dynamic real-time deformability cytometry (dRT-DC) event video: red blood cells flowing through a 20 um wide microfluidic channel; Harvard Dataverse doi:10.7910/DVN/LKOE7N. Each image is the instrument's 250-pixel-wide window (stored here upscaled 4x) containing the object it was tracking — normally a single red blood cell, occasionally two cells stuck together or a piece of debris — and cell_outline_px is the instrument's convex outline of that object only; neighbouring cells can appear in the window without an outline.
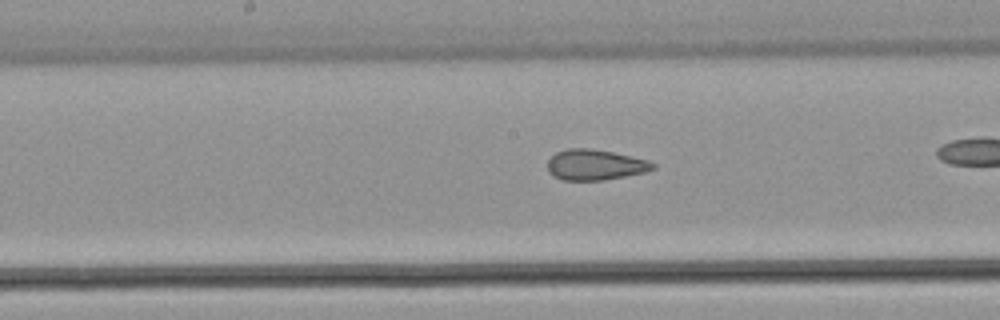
{"species": "common noctule bat (a hibernating species)", "species_latin": "Nyctalus noctula", "temperature_condition": "warm", "stored_images_in_passage": 33, "camera_frame_rate_fps": 3000, "um_per_image_px": 0.085, "animal": {"sex": "male", "body_mass_g": 21.5, "forearm_length_mm": 52.0}, "frame": {"image": 1, "passage_image": 19, "time_ms": 6.0, "image_size_px": [1000, 320], "cell_outline_px": [[656, 168], [644, 172], [604, 180], [560, 180], [552, 176], [548, 172], [548, 160], [556, 152], [568, 148], [592, 148], [612, 152], [648, 160], [656, 164]], "centroid_in_image_um": [50.56, 14.01], "position_along_channel_um": 197.6, "area_um2": 18.84}}